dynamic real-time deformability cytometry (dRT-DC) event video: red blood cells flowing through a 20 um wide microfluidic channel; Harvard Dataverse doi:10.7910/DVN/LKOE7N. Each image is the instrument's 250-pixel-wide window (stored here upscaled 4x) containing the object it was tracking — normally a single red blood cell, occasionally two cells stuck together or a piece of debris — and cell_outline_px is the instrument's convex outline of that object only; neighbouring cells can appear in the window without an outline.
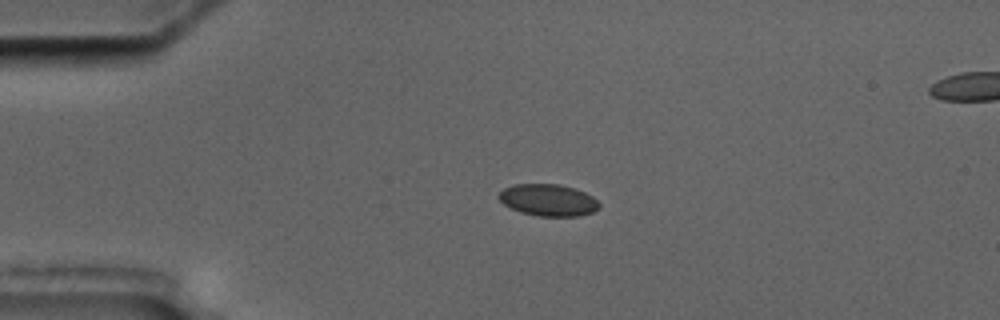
{"species": "common noctule bat (a hibernating species)", "species_latin": "Nyctalus noctula", "temperature_condition": "cold", "stored_images_in_passage": 3, "camera_frame_rate_fps": 3000, "um_per_image_px": 0.085, "animal": {"sex": "male", "body_mass_g": 17.5, "forearm_length_mm": 52.3}, "frame": {"image": 1, "passage_image": 1, "time_ms": 0.0, "image_size_px": [1000, 320], "cell_outline_px": [[600, 208], [592, 212], [580, 216], [536, 216], [520, 212], [504, 204], [496, 196], [504, 188], [512, 184], [560, 184], [576, 188], [592, 196], [600, 204]], "centroid_in_image_um": [46.6, 17.0], "position_along_channel_um": 38.4, "area_um2": 18.79}}